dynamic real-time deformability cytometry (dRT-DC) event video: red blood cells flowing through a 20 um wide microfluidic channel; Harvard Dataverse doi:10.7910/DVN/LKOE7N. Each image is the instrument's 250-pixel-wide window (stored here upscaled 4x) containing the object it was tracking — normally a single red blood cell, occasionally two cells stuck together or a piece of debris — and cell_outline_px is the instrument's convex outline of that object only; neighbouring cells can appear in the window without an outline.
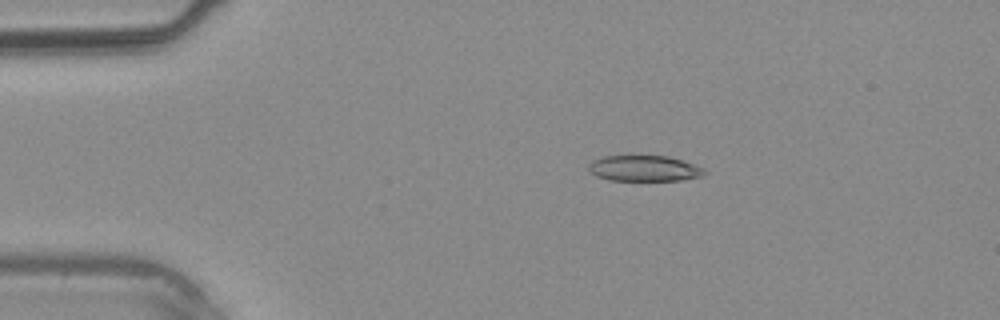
{"species": "common noctule bat (a hibernating species)", "species_latin": "Nyctalus noctula", "temperature_condition": "warm", "stored_images_in_passage": 4, "camera_frame_rate_fps": 3000, "um_per_image_px": 0.085, "animal": {"sex": "male", "body_mass_g": 20.4}, "frame": {"image": 1, "passage_image": 3, "time_ms": 2.333, "image_size_px": [1000, 320], "cell_outline_px": [[708, 172], [704, 176], [680, 180], [608, 180], [596, 176], [588, 168], [588, 164], [592, 160], [604, 156], [668, 156], [704, 168]], "centroid_in_image_um": [54.76, 14.32], "position_along_channel_um": 30.2, "area_um2": 17.34}}